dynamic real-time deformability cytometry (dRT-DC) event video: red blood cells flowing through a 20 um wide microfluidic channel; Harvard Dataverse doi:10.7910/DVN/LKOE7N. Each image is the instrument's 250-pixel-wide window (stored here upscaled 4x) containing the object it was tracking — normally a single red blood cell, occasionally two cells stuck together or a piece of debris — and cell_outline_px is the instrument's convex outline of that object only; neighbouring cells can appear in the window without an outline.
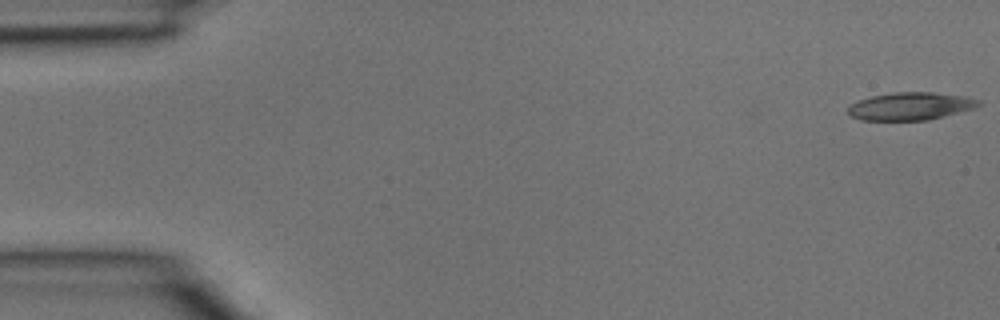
{"species": "common noctule bat (a hibernating species)", "species_latin": "Nyctalus noctula", "temperature_condition": "room temperature", "stored_images_in_passage": 3, "camera_frame_rate_fps": 3000, "um_per_image_px": 0.085, "animal": {"sex": "male", "body_mass_g": 15.6}, "frame": {"image": 1, "passage_image": 1, "time_ms": 0.0, "image_size_px": [1000, 320], "cell_outline_px": [[980, 104], [976, 108], [928, 120], [860, 120], [852, 116], [848, 112], [848, 108], [852, 104], [860, 100], [872, 96], [896, 92], [932, 92], [968, 96], [980, 100]], "centroid_in_image_um": [77.45, 9.02], "position_along_channel_um": 7.6, "area_um2": 21.04}}